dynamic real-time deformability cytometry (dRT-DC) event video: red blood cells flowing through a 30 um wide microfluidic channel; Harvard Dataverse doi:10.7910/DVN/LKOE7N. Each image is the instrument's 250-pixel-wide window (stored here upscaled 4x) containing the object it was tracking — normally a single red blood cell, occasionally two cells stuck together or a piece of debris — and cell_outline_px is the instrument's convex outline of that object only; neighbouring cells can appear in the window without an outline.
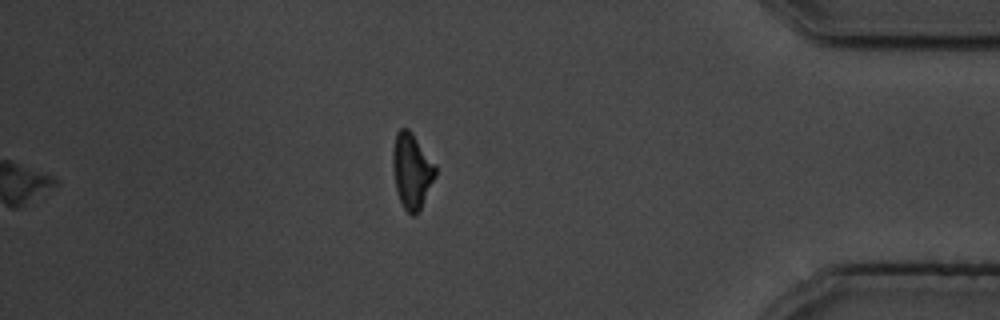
{"species": "common noctule bat (a hibernating species)", "species_latin": "Nyctalus noctula", "temperature_condition": "cold", "stored_images_in_passage": 44, "camera_frame_rate_fps": 3000, "um_per_image_px": 0.085, "animal": {"sex": "male", "body_mass_g": 19.5, "forearm_length_mm": 54.6}, "frame": {"image": 1, "passage_image": 44, "time_ms": 14.333, "image_size_px": [1000, 320], "cell_outline_px": [[436, 176], [420, 208], [412, 216], [404, 208], [400, 200], [396, 188], [392, 168], [392, 148], [396, 132], [400, 128], [408, 128], [412, 132], [436, 164]], "centroid_in_image_um": [34.99, 14.46], "position_along_channel_um": 400.2, "area_um2": 18.73}, "authors_computed_cell_mechanics": {"area_um2": 19.3052, "velocity_mm_per_s": 3.7357, "shape_relaxation_time_tau1_ms": 3.5943, "shape_relaxation_time_tau2_ms": null, "deformation_change_tau1": 0.142, "deformation_change_tau2": null}}